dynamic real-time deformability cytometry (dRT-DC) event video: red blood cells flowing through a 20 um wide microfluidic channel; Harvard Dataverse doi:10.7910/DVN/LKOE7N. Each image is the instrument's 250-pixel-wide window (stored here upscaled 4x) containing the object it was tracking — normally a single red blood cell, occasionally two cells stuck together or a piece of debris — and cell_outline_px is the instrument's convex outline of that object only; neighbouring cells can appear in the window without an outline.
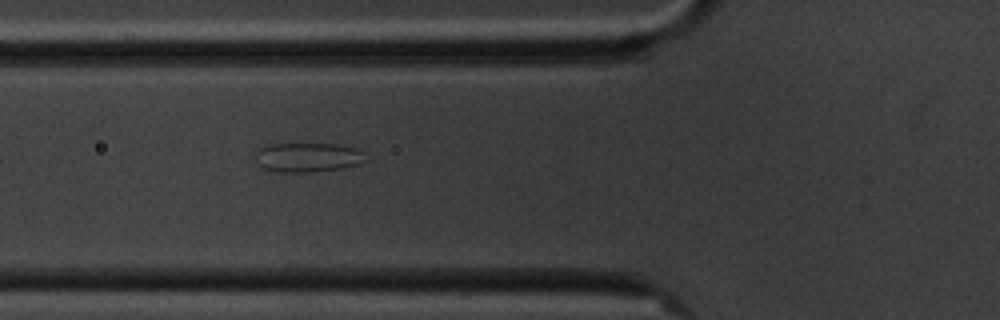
{"species": "common noctule bat (a hibernating species)", "species_latin": "Nyctalus noctula", "temperature_condition": "cold", "stored_images_in_passage": 7, "camera_frame_rate_fps": 3000, "um_per_image_px": 0.085, "animal": {"sex": "male", "body_mass_g": 20.1, "forearm_length_mm": 53.5}, "frame": {"image": 1, "passage_image": 7, "time_ms": 6.667, "image_size_px": [1000, 320], "cell_outline_px": [[368, 160], [360, 164], [340, 168], [308, 172], [276, 172], [260, 168], [252, 156], [256, 148], [272, 144], [340, 144], [356, 148], [364, 152]], "centroid_in_image_um": [26.1, 13.37], "position_along_channel_um": 99.7, "area_um2": 19.36}}